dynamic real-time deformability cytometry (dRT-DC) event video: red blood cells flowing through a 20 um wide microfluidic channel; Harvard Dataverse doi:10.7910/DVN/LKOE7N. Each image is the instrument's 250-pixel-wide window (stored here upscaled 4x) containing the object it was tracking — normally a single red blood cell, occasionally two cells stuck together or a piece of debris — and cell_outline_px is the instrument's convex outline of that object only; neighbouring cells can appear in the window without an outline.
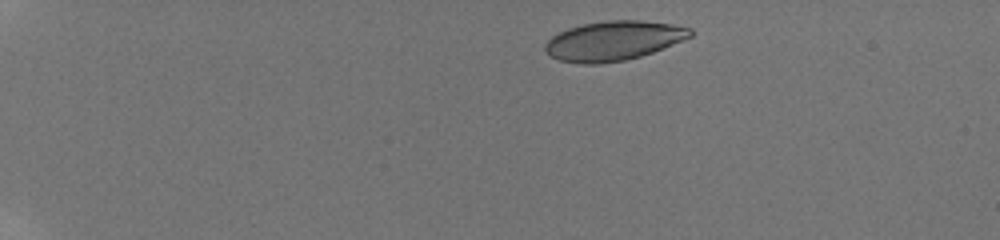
{"species": "human", "species_latin": "Homo sapiens", "temperature_condition": "room temperature", "stored_images_in_passage": 27, "camera_frame_rate_fps": 3000, "um_per_image_px": 0.085, "donor": {"sex": "male"}, "frame": {"image": 1, "passage_image": 1, "time_ms": 0.0, "image_size_px": [1000, 240], "cell_outline_px": [[692, 36], [652, 52], [640, 56], [624, 60], [600, 64], [580, 64], [560, 60], [552, 56], [544, 48], [544, 44], [552, 36], [568, 28], [580, 24], [608, 20], [640, 20], [672, 24], [692, 28]], "centroid_in_image_um": [52.13, 3.45], "position_along_channel_um": 32.9, "area_um2": 33.23}}
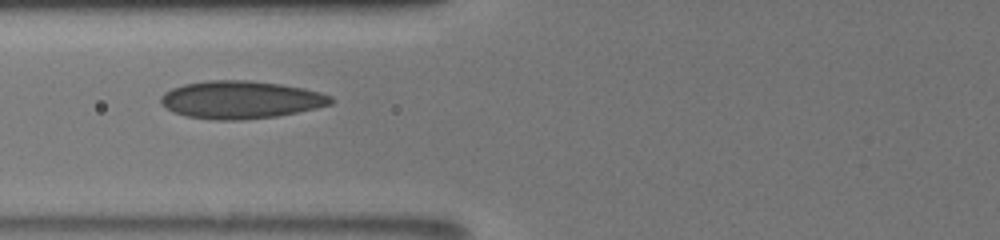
{"frame": {"image": 2, "passage_image": 14, "time_ms": 4.667, "image_size_px": [1000, 240], "cell_outline_px": [[332, 104], [316, 108], [276, 116], [240, 120], [216, 120], [188, 116], [172, 112], [164, 108], [160, 104], [160, 96], [164, 92], [172, 88], [184, 84], [208, 80], [248, 80], [280, 84], [304, 88], [320, 92], [332, 96]], "centroid_in_image_um": [20.42, 8.47], "position_along_channel_um": 105.4, "area_um2": 37.45}}
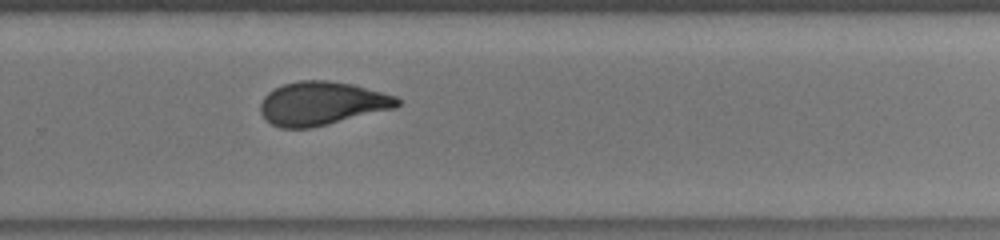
{"frame": {"image": 3, "passage_image": 27, "time_ms": 9.667, "image_size_px": [1000, 240], "cell_outline_px": [[400, 104], [396, 108], [312, 128], [280, 128], [264, 120], [260, 112], [260, 104], [264, 96], [268, 92], [284, 84], [300, 80], [328, 80], [352, 84], [384, 92], [396, 96], [400, 100]], "centroid_in_image_um": [27.36, 8.79], "position_along_channel_um": 302.4, "area_um2": 34.97}}